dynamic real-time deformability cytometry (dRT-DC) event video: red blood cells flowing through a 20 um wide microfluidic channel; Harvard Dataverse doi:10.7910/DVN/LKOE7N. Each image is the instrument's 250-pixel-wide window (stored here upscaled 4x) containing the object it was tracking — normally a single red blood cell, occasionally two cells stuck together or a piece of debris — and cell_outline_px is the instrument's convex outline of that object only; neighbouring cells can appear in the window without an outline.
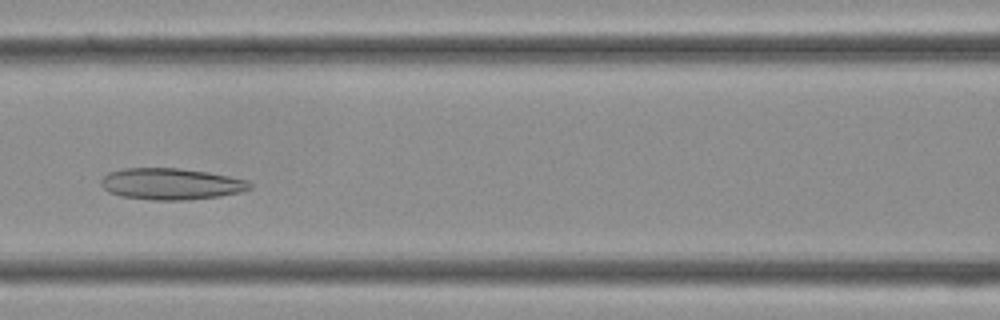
{"species": "Egyptian fruit bat (a non-hibernating species)", "species_latin": "Rousettus aegyptiacus", "temperature_condition": "cold", "stored_images_in_passage": 34, "camera_frame_rate_fps": 3000, "um_per_image_px": 0.085, "frame": {"image": 1, "passage_image": 14, "time_ms": 4.333, "image_size_px": [1000, 320], "cell_outline_px": [[252, 188], [240, 192], [220, 196], [184, 200], [152, 200], [120, 196], [108, 192], [100, 184], [100, 180], [108, 172], [124, 168], [180, 168], [208, 172], [248, 180], [252, 184]], "centroid_in_image_um": [14.52, 15.63], "position_along_channel_um": 152.1, "area_um2": 27.4}}
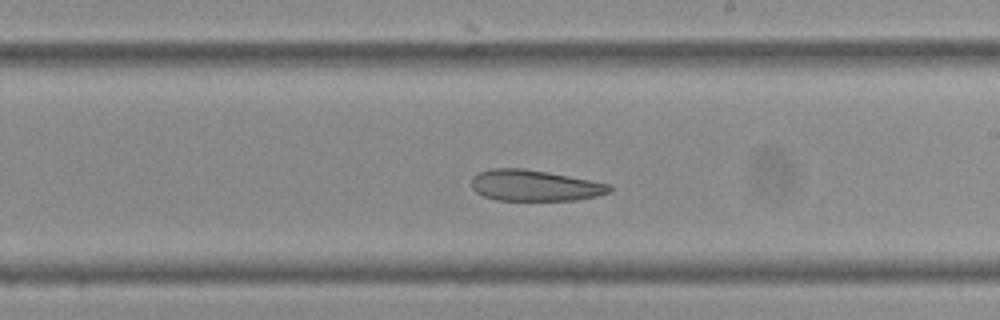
{"frame": {"image": 2, "passage_image": 19, "time_ms": 6.0, "image_size_px": [1000, 320], "cell_outline_px": [[612, 188], [608, 192], [596, 196], [576, 200], [496, 200], [484, 196], [476, 192], [472, 188], [472, 176], [480, 172], [492, 168], [524, 168], [548, 172], [612, 184]], "centroid_in_image_um": [45.44, 15.76], "position_along_channel_um": 243.6, "area_um2": 24.97}}
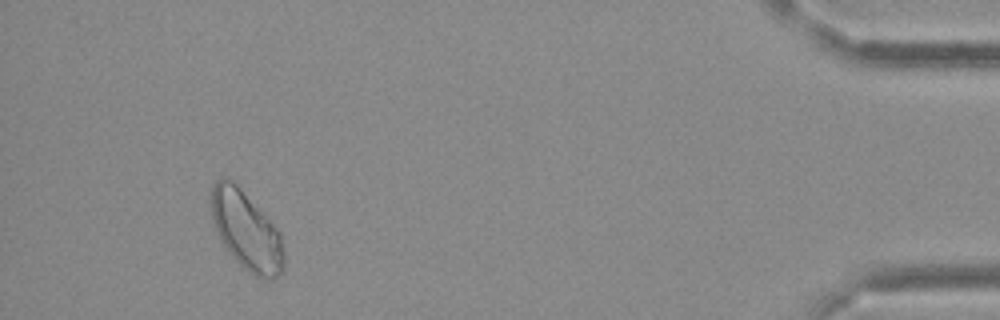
{"frame": {"image": 3, "passage_image": 32, "time_ms": 10.333, "image_size_px": [1000, 320], "cell_outline_px": [[284, 264], [280, 276], [268, 280], [256, 276], [248, 272], [232, 256], [220, 240], [216, 232], [212, 220], [208, 196], [212, 184], [216, 180], [224, 176], [232, 180], [240, 188], [280, 232], [284, 256]], "centroid_in_image_um": [20.88, 19.58], "position_along_channel_um": 414.3, "area_um2": 33.52}}